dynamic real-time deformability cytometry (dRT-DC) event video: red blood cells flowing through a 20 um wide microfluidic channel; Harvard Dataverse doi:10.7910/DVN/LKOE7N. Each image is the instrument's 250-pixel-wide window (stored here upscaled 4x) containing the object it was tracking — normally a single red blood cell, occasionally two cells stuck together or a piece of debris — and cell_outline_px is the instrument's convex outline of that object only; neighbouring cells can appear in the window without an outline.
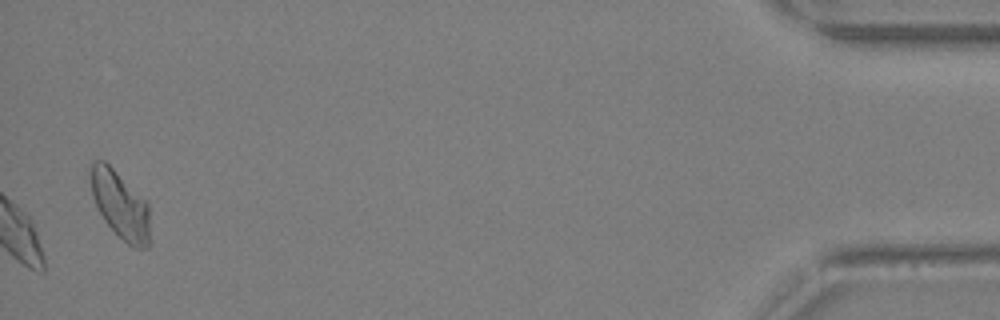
{"species": "Egyptian fruit bat (a non-hibernating species)", "species_latin": "Rousettus aegyptiacus", "temperature_condition": "warm", "stored_images_in_passage": 24, "camera_frame_rate_fps": 3000, "um_per_image_px": 0.085, "animal": {"sex": "female"}, "frame": {"image": 1, "passage_image": 24, "time_ms": 7.667, "image_size_px": [1000, 320], "cell_outline_px": [[148, 248], [132, 248], [104, 220], [92, 196], [88, 176], [88, 172], [92, 160], [104, 160], [148, 204]], "centroid_in_image_um": [10.15, 17.38], "position_along_channel_um": 425.0, "area_um2": 22.89}}